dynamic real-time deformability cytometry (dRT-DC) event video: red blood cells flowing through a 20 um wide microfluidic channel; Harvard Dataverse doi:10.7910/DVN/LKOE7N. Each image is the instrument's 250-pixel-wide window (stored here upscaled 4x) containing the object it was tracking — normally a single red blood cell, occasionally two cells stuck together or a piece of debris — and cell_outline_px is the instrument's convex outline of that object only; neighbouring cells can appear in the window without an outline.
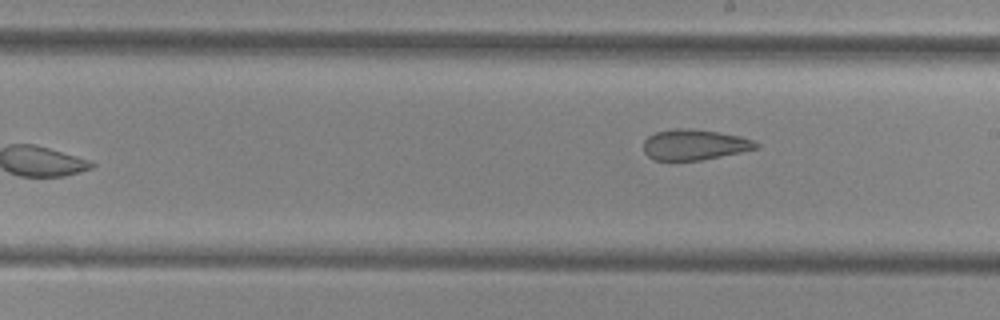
{"species": "common noctule bat (a hibernating species)", "species_latin": "Nyctalus noctula", "temperature_condition": "cold", "stored_images_in_passage": 7, "camera_frame_rate_fps": 3000, "um_per_image_px": 0.085, "animal": {"sex": "female", "body_mass_g": 29.2, "forearm_length_mm": 56.3}, "frame": {"image": 1, "passage_image": 7, "time_ms": 7.0, "image_size_px": [1000, 320], "cell_outline_px": [[760, 148], [700, 160], [656, 160], [648, 156], [644, 152], [644, 140], [648, 136], [656, 132], [672, 128], [692, 128], [740, 136], [752, 140], [760, 144]], "centroid_in_image_um": [59.02, 12.29], "position_along_channel_um": 230.0, "area_um2": 20.0}}